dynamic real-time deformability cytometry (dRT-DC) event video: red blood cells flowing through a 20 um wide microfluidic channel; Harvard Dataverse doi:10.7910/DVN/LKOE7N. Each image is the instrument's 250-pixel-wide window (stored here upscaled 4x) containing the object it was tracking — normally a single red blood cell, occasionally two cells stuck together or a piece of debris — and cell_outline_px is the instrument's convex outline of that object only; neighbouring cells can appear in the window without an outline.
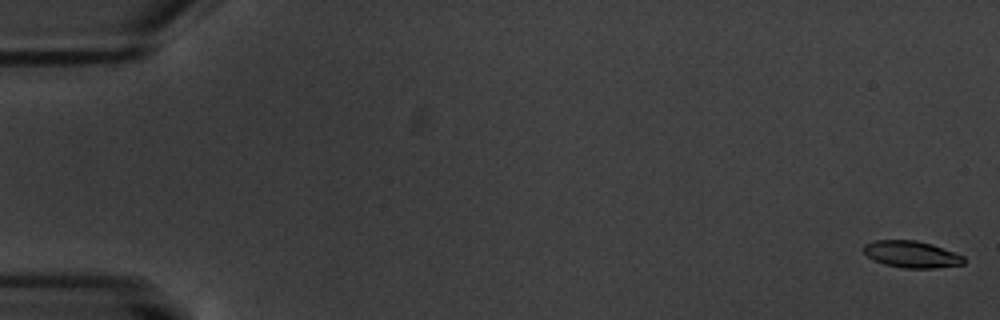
{"species": "common noctule bat (a hibernating species)", "species_latin": "Nyctalus noctula", "temperature_condition": "warm", "stored_images_in_passage": 5, "camera_frame_rate_fps": 3000, "um_per_image_px": 0.085, "animal": {"sex": "male", "body_mass_g": 20.1, "forearm_length_mm": 53.5}, "frame": {"image": 1, "passage_image": 1, "time_ms": 0.0, "image_size_px": [1000, 320], "cell_outline_px": [[964, 264], [936, 268], [904, 268], [884, 264], [872, 260], [864, 252], [864, 244], [876, 240], [916, 240], [932, 244], [964, 256]], "centroid_in_image_um": [77.48, 21.62], "position_along_channel_um": 7.5, "area_um2": 15.61}}
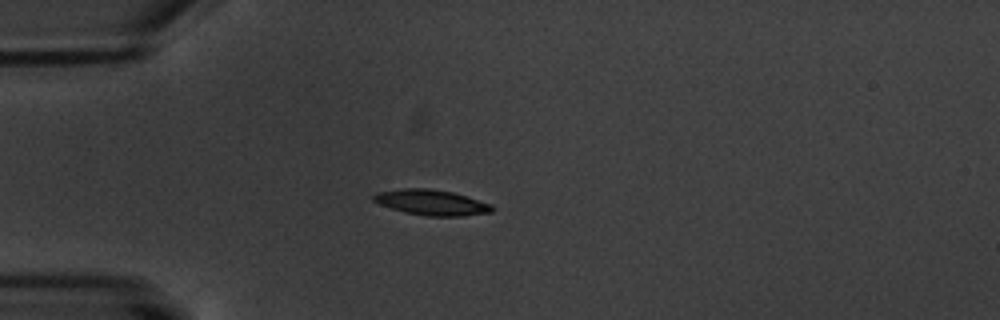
{"frame": {"image": 2, "passage_image": 5, "time_ms": 5.333, "image_size_px": [1000, 320], "cell_outline_px": [[496, 208], [492, 212], [464, 216], [428, 216], [404, 212], [380, 204], [372, 200], [372, 196], [376, 192], [404, 188], [432, 188], [452, 192], [492, 204]], "centroid_in_image_um": [36.7, 17.2], "position_along_channel_um": 48.3, "area_um2": 17.69}}